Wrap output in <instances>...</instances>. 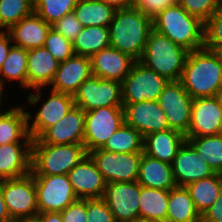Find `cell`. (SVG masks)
I'll list each match as a JSON object with an SVG mask.
<instances>
[{
  "label": "cell",
  "instance_id": "1",
  "mask_svg": "<svg viewBox=\"0 0 222 222\" xmlns=\"http://www.w3.org/2000/svg\"><path fill=\"white\" fill-rule=\"evenodd\" d=\"M179 81L193 99L217 96L222 90V53L205 47L189 51Z\"/></svg>",
  "mask_w": 222,
  "mask_h": 222
},
{
  "label": "cell",
  "instance_id": "2",
  "mask_svg": "<svg viewBox=\"0 0 222 222\" xmlns=\"http://www.w3.org/2000/svg\"><path fill=\"white\" fill-rule=\"evenodd\" d=\"M110 47L116 48L139 61L144 53L152 18L131 6L116 10L108 26Z\"/></svg>",
  "mask_w": 222,
  "mask_h": 222
},
{
  "label": "cell",
  "instance_id": "3",
  "mask_svg": "<svg viewBox=\"0 0 222 222\" xmlns=\"http://www.w3.org/2000/svg\"><path fill=\"white\" fill-rule=\"evenodd\" d=\"M153 29L188 51L204 47V22L188 14L178 3L152 18Z\"/></svg>",
  "mask_w": 222,
  "mask_h": 222
},
{
  "label": "cell",
  "instance_id": "4",
  "mask_svg": "<svg viewBox=\"0 0 222 222\" xmlns=\"http://www.w3.org/2000/svg\"><path fill=\"white\" fill-rule=\"evenodd\" d=\"M189 51L152 29L139 60L168 81H179Z\"/></svg>",
  "mask_w": 222,
  "mask_h": 222
},
{
  "label": "cell",
  "instance_id": "5",
  "mask_svg": "<svg viewBox=\"0 0 222 222\" xmlns=\"http://www.w3.org/2000/svg\"><path fill=\"white\" fill-rule=\"evenodd\" d=\"M87 154L83 144L32 143L31 173L33 176L67 174Z\"/></svg>",
  "mask_w": 222,
  "mask_h": 222
},
{
  "label": "cell",
  "instance_id": "6",
  "mask_svg": "<svg viewBox=\"0 0 222 222\" xmlns=\"http://www.w3.org/2000/svg\"><path fill=\"white\" fill-rule=\"evenodd\" d=\"M169 81L136 61L121 82L123 104L157 101Z\"/></svg>",
  "mask_w": 222,
  "mask_h": 222
},
{
  "label": "cell",
  "instance_id": "7",
  "mask_svg": "<svg viewBox=\"0 0 222 222\" xmlns=\"http://www.w3.org/2000/svg\"><path fill=\"white\" fill-rule=\"evenodd\" d=\"M124 122L123 106L100 107L86 111L83 145L87 153L102 148Z\"/></svg>",
  "mask_w": 222,
  "mask_h": 222
},
{
  "label": "cell",
  "instance_id": "8",
  "mask_svg": "<svg viewBox=\"0 0 222 222\" xmlns=\"http://www.w3.org/2000/svg\"><path fill=\"white\" fill-rule=\"evenodd\" d=\"M2 192L11 220L37 216V192L32 173L19 178L2 179Z\"/></svg>",
  "mask_w": 222,
  "mask_h": 222
},
{
  "label": "cell",
  "instance_id": "9",
  "mask_svg": "<svg viewBox=\"0 0 222 222\" xmlns=\"http://www.w3.org/2000/svg\"><path fill=\"white\" fill-rule=\"evenodd\" d=\"M33 177L39 213L61 212L78 200L67 174Z\"/></svg>",
  "mask_w": 222,
  "mask_h": 222
},
{
  "label": "cell",
  "instance_id": "10",
  "mask_svg": "<svg viewBox=\"0 0 222 222\" xmlns=\"http://www.w3.org/2000/svg\"><path fill=\"white\" fill-rule=\"evenodd\" d=\"M88 154L106 183L137 181L142 153H115L99 148Z\"/></svg>",
  "mask_w": 222,
  "mask_h": 222
},
{
  "label": "cell",
  "instance_id": "11",
  "mask_svg": "<svg viewBox=\"0 0 222 222\" xmlns=\"http://www.w3.org/2000/svg\"><path fill=\"white\" fill-rule=\"evenodd\" d=\"M75 105L85 112L100 107L123 106L121 82L92 75L73 95Z\"/></svg>",
  "mask_w": 222,
  "mask_h": 222
},
{
  "label": "cell",
  "instance_id": "12",
  "mask_svg": "<svg viewBox=\"0 0 222 222\" xmlns=\"http://www.w3.org/2000/svg\"><path fill=\"white\" fill-rule=\"evenodd\" d=\"M157 102L165 112L170 129L186 134L191 123L193 98L180 81H169Z\"/></svg>",
  "mask_w": 222,
  "mask_h": 222
},
{
  "label": "cell",
  "instance_id": "13",
  "mask_svg": "<svg viewBox=\"0 0 222 222\" xmlns=\"http://www.w3.org/2000/svg\"><path fill=\"white\" fill-rule=\"evenodd\" d=\"M141 185L135 182L106 183L103 199L116 222H126L139 216Z\"/></svg>",
  "mask_w": 222,
  "mask_h": 222
},
{
  "label": "cell",
  "instance_id": "14",
  "mask_svg": "<svg viewBox=\"0 0 222 222\" xmlns=\"http://www.w3.org/2000/svg\"><path fill=\"white\" fill-rule=\"evenodd\" d=\"M59 63L44 46L27 50V88L37 90L28 96L31 105L41 99L40 91L51 84Z\"/></svg>",
  "mask_w": 222,
  "mask_h": 222
},
{
  "label": "cell",
  "instance_id": "15",
  "mask_svg": "<svg viewBox=\"0 0 222 222\" xmlns=\"http://www.w3.org/2000/svg\"><path fill=\"white\" fill-rule=\"evenodd\" d=\"M124 121L145 136L170 129L165 112L157 101L123 104Z\"/></svg>",
  "mask_w": 222,
  "mask_h": 222
},
{
  "label": "cell",
  "instance_id": "16",
  "mask_svg": "<svg viewBox=\"0 0 222 222\" xmlns=\"http://www.w3.org/2000/svg\"><path fill=\"white\" fill-rule=\"evenodd\" d=\"M222 133V109L217 96L193 99L191 123L185 137Z\"/></svg>",
  "mask_w": 222,
  "mask_h": 222
},
{
  "label": "cell",
  "instance_id": "17",
  "mask_svg": "<svg viewBox=\"0 0 222 222\" xmlns=\"http://www.w3.org/2000/svg\"><path fill=\"white\" fill-rule=\"evenodd\" d=\"M85 111L74 105L56 124L48 127L32 143L53 145L83 144Z\"/></svg>",
  "mask_w": 222,
  "mask_h": 222
},
{
  "label": "cell",
  "instance_id": "18",
  "mask_svg": "<svg viewBox=\"0 0 222 222\" xmlns=\"http://www.w3.org/2000/svg\"><path fill=\"white\" fill-rule=\"evenodd\" d=\"M171 165L176 186L180 187L215 174L187 141L178 149Z\"/></svg>",
  "mask_w": 222,
  "mask_h": 222
},
{
  "label": "cell",
  "instance_id": "19",
  "mask_svg": "<svg viewBox=\"0 0 222 222\" xmlns=\"http://www.w3.org/2000/svg\"><path fill=\"white\" fill-rule=\"evenodd\" d=\"M67 175L78 199L103 198L106 181L89 154Z\"/></svg>",
  "mask_w": 222,
  "mask_h": 222
},
{
  "label": "cell",
  "instance_id": "20",
  "mask_svg": "<svg viewBox=\"0 0 222 222\" xmlns=\"http://www.w3.org/2000/svg\"><path fill=\"white\" fill-rule=\"evenodd\" d=\"M92 75L91 59L74 54L69 59L59 63L50 85H52V90L55 92L73 96L80 85Z\"/></svg>",
  "mask_w": 222,
  "mask_h": 222
},
{
  "label": "cell",
  "instance_id": "21",
  "mask_svg": "<svg viewBox=\"0 0 222 222\" xmlns=\"http://www.w3.org/2000/svg\"><path fill=\"white\" fill-rule=\"evenodd\" d=\"M75 105L72 95L51 91L49 98L43 103L30 124L32 115L28 113V132L33 139H37L48 127L56 124Z\"/></svg>",
  "mask_w": 222,
  "mask_h": 222
},
{
  "label": "cell",
  "instance_id": "22",
  "mask_svg": "<svg viewBox=\"0 0 222 222\" xmlns=\"http://www.w3.org/2000/svg\"><path fill=\"white\" fill-rule=\"evenodd\" d=\"M90 59L94 76L119 82L125 79L136 62L130 55L113 47L96 52Z\"/></svg>",
  "mask_w": 222,
  "mask_h": 222
},
{
  "label": "cell",
  "instance_id": "23",
  "mask_svg": "<svg viewBox=\"0 0 222 222\" xmlns=\"http://www.w3.org/2000/svg\"><path fill=\"white\" fill-rule=\"evenodd\" d=\"M31 160L32 143L1 145L0 179L19 178L31 173Z\"/></svg>",
  "mask_w": 222,
  "mask_h": 222
},
{
  "label": "cell",
  "instance_id": "24",
  "mask_svg": "<svg viewBox=\"0 0 222 222\" xmlns=\"http://www.w3.org/2000/svg\"><path fill=\"white\" fill-rule=\"evenodd\" d=\"M51 27L50 24H47L33 11L7 31L14 42V46L31 50L44 46L46 36Z\"/></svg>",
  "mask_w": 222,
  "mask_h": 222
},
{
  "label": "cell",
  "instance_id": "25",
  "mask_svg": "<svg viewBox=\"0 0 222 222\" xmlns=\"http://www.w3.org/2000/svg\"><path fill=\"white\" fill-rule=\"evenodd\" d=\"M185 141V135L174 129L154 132L144 137L143 152L172 164L178 149Z\"/></svg>",
  "mask_w": 222,
  "mask_h": 222
},
{
  "label": "cell",
  "instance_id": "26",
  "mask_svg": "<svg viewBox=\"0 0 222 222\" xmlns=\"http://www.w3.org/2000/svg\"><path fill=\"white\" fill-rule=\"evenodd\" d=\"M137 182L147 188L170 190L176 187L172 165L142 152Z\"/></svg>",
  "mask_w": 222,
  "mask_h": 222
},
{
  "label": "cell",
  "instance_id": "27",
  "mask_svg": "<svg viewBox=\"0 0 222 222\" xmlns=\"http://www.w3.org/2000/svg\"><path fill=\"white\" fill-rule=\"evenodd\" d=\"M24 108L14 107L0 115V146L33 142L28 132V113Z\"/></svg>",
  "mask_w": 222,
  "mask_h": 222
},
{
  "label": "cell",
  "instance_id": "28",
  "mask_svg": "<svg viewBox=\"0 0 222 222\" xmlns=\"http://www.w3.org/2000/svg\"><path fill=\"white\" fill-rule=\"evenodd\" d=\"M166 222H201V215L186 187L170 189Z\"/></svg>",
  "mask_w": 222,
  "mask_h": 222
},
{
  "label": "cell",
  "instance_id": "29",
  "mask_svg": "<svg viewBox=\"0 0 222 222\" xmlns=\"http://www.w3.org/2000/svg\"><path fill=\"white\" fill-rule=\"evenodd\" d=\"M196 210L202 216L217 200L222 190V174L215 173L186 186Z\"/></svg>",
  "mask_w": 222,
  "mask_h": 222
},
{
  "label": "cell",
  "instance_id": "30",
  "mask_svg": "<svg viewBox=\"0 0 222 222\" xmlns=\"http://www.w3.org/2000/svg\"><path fill=\"white\" fill-rule=\"evenodd\" d=\"M115 11L112 6L100 0H78L73 13L82 27H108Z\"/></svg>",
  "mask_w": 222,
  "mask_h": 222
},
{
  "label": "cell",
  "instance_id": "31",
  "mask_svg": "<svg viewBox=\"0 0 222 222\" xmlns=\"http://www.w3.org/2000/svg\"><path fill=\"white\" fill-rule=\"evenodd\" d=\"M169 191L141 186L139 216L156 222H166Z\"/></svg>",
  "mask_w": 222,
  "mask_h": 222
},
{
  "label": "cell",
  "instance_id": "32",
  "mask_svg": "<svg viewBox=\"0 0 222 222\" xmlns=\"http://www.w3.org/2000/svg\"><path fill=\"white\" fill-rule=\"evenodd\" d=\"M110 47L109 28L83 27L73 41L74 53L91 58L96 52Z\"/></svg>",
  "mask_w": 222,
  "mask_h": 222
},
{
  "label": "cell",
  "instance_id": "33",
  "mask_svg": "<svg viewBox=\"0 0 222 222\" xmlns=\"http://www.w3.org/2000/svg\"><path fill=\"white\" fill-rule=\"evenodd\" d=\"M144 138L125 122L108 138L101 148L115 153H142Z\"/></svg>",
  "mask_w": 222,
  "mask_h": 222
},
{
  "label": "cell",
  "instance_id": "34",
  "mask_svg": "<svg viewBox=\"0 0 222 222\" xmlns=\"http://www.w3.org/2000/svg\"><path fill=\"white\" fill-rule=\"evenodd\" d=\"M185 138L215 173L222 174V133Z\"/></svg>",
  "mask_w": 222,
  "mask_h": 222
},
{
  "label": "cell",
  "instance_id": "35",
  "mask_svg": "<svg viewBox=\"0 0 222 222\" xmlns=\"http://www.w3.org/2000/svg\"><path fill=\"white\" fill-rule=\"evenodd\" d=\"M5 78L17 80L22 87L27 88V50L12 46L4 64L0 68V83L4 86Z\"/></svg>",
  "mask_w": 222,
  "mask_h": 222
},
{
  "label": "cell",
  "instance_id": "36",
  "mask_svg": "<svg viewBox=\"0 0 222 222\" xmlns=\"http://www.w3.org/2000/svg\"><path fill=\"white\" fill-rule=\"evenodd\" d=\"M33 11V0H0V30H9Z\"/></svg>",
  "mask_w": 222,
  "mask_h": 222
},
{
  "label": "cell",
  "instance_id": "37",
  "mask_svg": "<svg viewBox=\"0 0 222 222\" xmlns=\"http://www.w3.org/2000/svg\"><path fill=\"white\" fill-rule=\"evenodd\" d=\"M78 0H33L34 12L51 26L73 12Z\"/></svg>",
  "mask_w": 222,
  "mask_h": 222
},
{
  "label": "cell",
  "instance_id": "38",
  "mask_svg": "<svg viewBox=\"0 0 222 222\" xmlns=\"http://www.w3.org/2000/svg\"><path fill=\"white\" fill-rule=\"evenodd\" d=\"M44 47L55 57L58 62H63L75 54L73 43L52 27L46 36Z\"/></svg>",
  "mask_w": 222,
  "mask_h": 222
},
{
  "label": "cell",
  "instance_id": "39",
  "mask_svg": "<svg viewBox=\"0 0 222 222\" xmlns=\"http://www.w3.org/2000/svg\"><path fill=\"white\" fill-rule=\"evenodd\" d=\"M177 3L204 23L222 8V0H177Z\"/></svg>",
  "mask_w": 222,
  "mask_h": 222
},
{
  "label": "cell",
  "instance_id": "40",
  "mask_svg": "<svg viewBox=\"0 0 222 222\" xmlns=\"http://www.w3.org/2000/svg\"><path fill=\"white\" fill-rule=\"evenodd\" d=\"M204 47L222 51V8L204 23Z\"/></svg>",
  "mask_w": 222,
  "mask_h": 222
},
{
  "label": "cell",
  "instance_id": "41",
  "mask_svg": "<svg viewBox=\"0 0 222 222\" xmlns=\"http://www.w3.org/2000/svg\"><path fill=\"white\" fill-rule=\"evenodd\" d=\"M87 222H116L103 198L87 199Z\"/></svg>",
  "mask_w": 222,
  "mask_h": 222
},
{
  "label": "cell",
  "instance_id": "42",
  "mask_svg": "<svg viewBox=\"0 0 222 222\" xmlns=\"http://www.w3.org/2000/svg\"><path fill=\"white\" fill-rule=\"evenodd\" d=\"M52 28L73 43L83 27L80 21L75 17L74 13L71 12L52 25Z\"/></svg>",
  "mask_w": 222,
  "mask_h": 222
},
{
  "label": "cell",
  "instance_id": "43",
  "mask_svg": "<svg viewBox=\"0 0 222 222\" xmlns=\"http://www.w3.org/2000/svg\"><path fill=\"white\" fill-rule=\"evenodd\" d=\"M87 199H78L64 210H62L61 217L63 222H87Z\"/></svg>",
  "mask_w": 222,
  "mask_h": 222
},
{
  "label": "cell",
  "instance_id": "44",
  "mask_svg": "<svg viewBox=\"0 0 222 222\" xmlns=\"http://www.w3.org/2000/svg\"><path fill=\"white\" fill-rule=\"evenodd\" d=\"M177 0H133V6L153 18L164 8L175 5Z\"/></svg>",
  "mask_w": 222,
  "mask_h": 222
},
{
  "label": "cell",
  "instance_id": "45",
  "mask_svg": "<svg viewBox=\"0 0 222 222\" xmlns=\"http://www.w3.org/2000/svg\"><path fill=\"white\" fill-rule=\"evenodd\" d=\"M201 222H222V190L213 205L201 216Z\"/></svg>",
  "mask_w": 222,
  "mask_h": 222
},
{
  "label": "cell",
  "instance_id": "46",
  "mask_svg": "<svg viewBox=\"0 0 222 222\" xmlns=\"http://www.w3.org/2000/svg\"><path fill=\"white\" fill-rule=\"evenodd\" d=\"M12 39L10 37V34L8 31H0V68L4 64V61L6 57L8 56V53L13 46L12 44Z\"/></svg>",
  "mask_w": 222,
  "mask_h": 222
},
{
  "label": "cell",
  "instance_id": "47",
  "mask_svg": "<svg viewBox=\"0 0 222 222\" xmlns=\"http://www.w3.org/2000/svg\"><path fill=\"white\" fill-rule=\"evenodd\" d=\"M0 222H12L2 192V179H0Z\"/></svg>",
  "mask_w": 222,
  "mask_h": 222
},
{
  "label": "cell",
  "instance_id": "48",
  "mask_svg": "<svg viewBox=\"0 0 222 222\" xmlns=\"http://www.w3.org/2000/svg\"><path fill=\"white\" fill-rule=\"evenodd\" d=\"M41 222H63L60 212L38 213Z\"/></svg>",
  "mask_w": 222,
  "mask_h": 222
},
{
  "label": "cell",
  "instance_id": "49",
  "mask_svg": "<svg viewBox=\"0 0 222 222\" xmlns=\"http://www.w3.org/2000/svg\"><path fill=\"white\" fill-rule=\"evenodd\" d=\"M112 6L115 10L125 9L133 6V0H100Z\"/></svg>",
  "mask_w": 222,
  "mask_h": 222
},
{
  "label": "cell",
  "instance_id": "50",
  "mask_svg": "<svg viewBox=\"0 0 222 222\" xmlns=\"http://www.w3.org/2000/svg\"><path fill=\"white\" fill-rule=\"evenodd\" d=\"M12 222H41L39 216L19 218L16 220H12Z\"/></svg>",
  "mask_w": 222,
  "mask_h": 222
},
{
  "label": "cell",
  "instance_id": "51",
  "mask_svg": "<svg viewBox=\"0 0 222 222\" xmlns=\"http://www.w3.org/2000/svg\"><path fill=\"white\" fill-rule=\"evenodd\" d=\"M126 222H156V221L148 220L147 218L137 216L134 219H131V220L126 221Z\"/></svg>",
  "mask_w": 222,
  "mask_h": 222
},
{
  "label": "cell",
  "instance_id": "52",
  "mask_svg": "<svg viewBox=\"0 0 222 222\" xmlns=\"http://www.w3.org/2000/svg\"><path fill=\"white\" fill-rule=\"evenodd\" d=\"M3 87H4V86L0 83V105H1V103H2L1 101H2V97H3V96H2V94H3V93H2V90L4 89ZM5 112H6V111H3L2 113L0 112V115H2V114L5 113Z\"/></svg>",
  "mask_w": 222,
  "mask_h": 222
},
{
  "label": "cell",
  "instance_id": "53",
  "mask_svg": "<svg viewBox=\"0 0 222 222\" xmlns=\"http://www.w3.org/2000/svg\"><path fill=\"white\" fill-rule=\"evenodd\" d=\"M217 98L219 100V103H220V106H221V109H222V90L217 94Z\"/></svg>",
  "mask_w": 222,
  "mask_h": 222
}]
</instances>
